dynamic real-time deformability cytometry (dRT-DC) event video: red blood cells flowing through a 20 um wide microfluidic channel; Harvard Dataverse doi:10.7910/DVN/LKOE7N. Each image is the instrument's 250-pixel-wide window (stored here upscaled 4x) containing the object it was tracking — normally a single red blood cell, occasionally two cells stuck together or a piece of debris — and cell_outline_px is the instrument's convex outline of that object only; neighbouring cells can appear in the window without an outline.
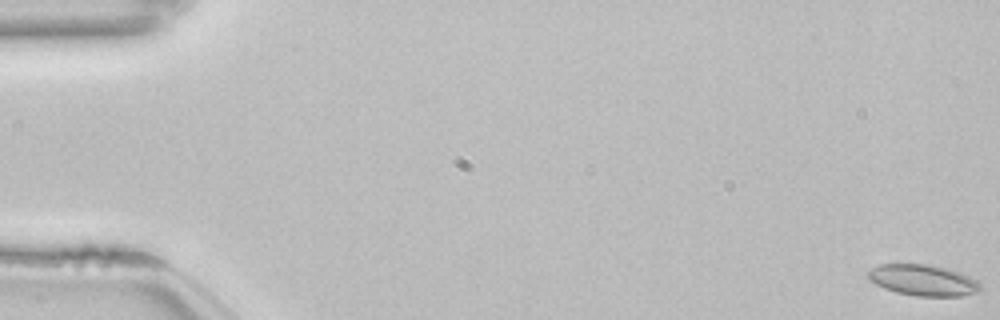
{"species": "common noctule bat (a hibernating species)", "species_latin": "Nyctalus noctula", "temperature_condition": "room temperature", "stored_images_in_passage": 56, "camera_frame_rate_fps": 3000, "um_per_image_px": 0.085, "animal": {"sex": "female", "body_mass_g": 22.7, "forearm_length_mm": 54.2}, "frame": {"image": 1, "passage_image": 1, "time_ms": 0.0, "image_size_px": [1000, 320], "cell_outline_px": [[980, 292], [960, 296], [916, 296], [896, 292], [884, 288], [868, 280], [864, 276], [864, 272], [880, 264], [928, 264], [944, 268], [968, 276], [976, 280], [980, 284]], "centroid_in_image_um": [78.38, 23.82], "position_along_channel_um": 6.6, "area_um2": 20.4}}
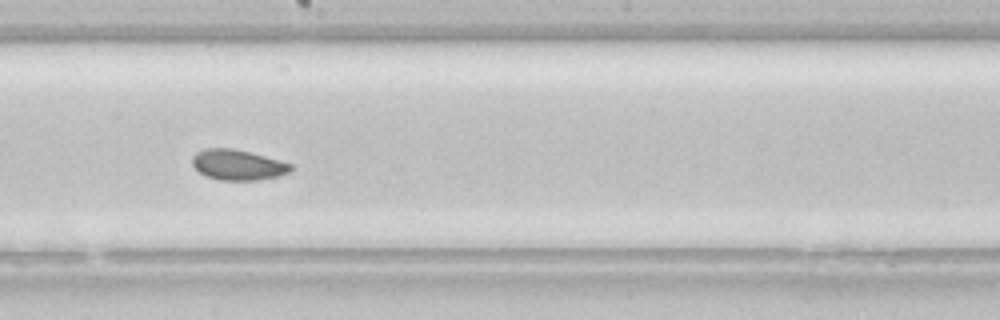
{"frame": {"image": 2, "passage_image": 31, "time_ms": 10.0, "image_size_px": [1000, 320], "cell_outline_px": [[292, 172], [280, 176], [260, 180], [220, 180], [208, 176], [200, 172], [192, 164], [192, 156], [196, 152], [204, 148], [232, 148], [280, 160], [292, 164]], "centroid_in_image_um": [20.24, 14.01], "position_along_channel_um": 228.0, "area_um2": 17.51}}
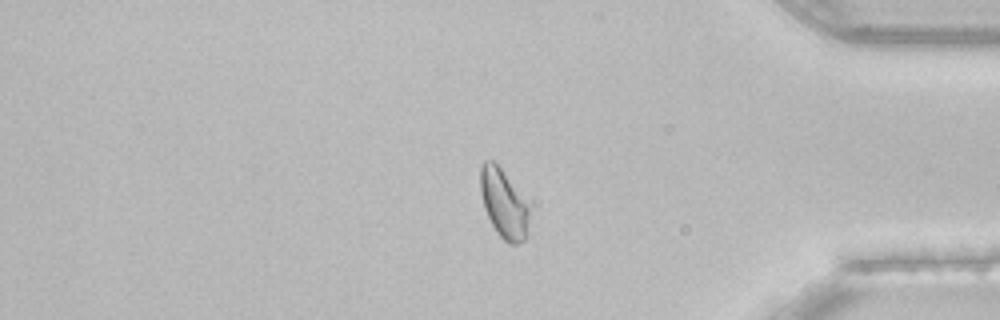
{"frame": {"image": 3, "passage_image": 46, "time_ms": 15.0, "image_size_px": [1000, 320], "cell_outline_px": [[528, 216], [524, 240], [520, 244], [508, 244], [496, 232], [488, 216], [480, 192], [480, 168], [484, 160], [492, 160], [500, 168], [528, 208]], "centroid_in_image_um": [42.75, 17.33], "position_along_channel_um": 392.4, "area_um2": 18.61}, "authors_computed_cell_mechanics": {"area_um2": 18.9295, "velocity_mm_per_s": 3.8121, "shape_relaxation_time_tau1_ms": 4.5877, "shape_relaxation_time_tau2_ms": 1.8114, "deformation_change_tau1": 0.0788, "deformation_change_tau2": 0.0547}}